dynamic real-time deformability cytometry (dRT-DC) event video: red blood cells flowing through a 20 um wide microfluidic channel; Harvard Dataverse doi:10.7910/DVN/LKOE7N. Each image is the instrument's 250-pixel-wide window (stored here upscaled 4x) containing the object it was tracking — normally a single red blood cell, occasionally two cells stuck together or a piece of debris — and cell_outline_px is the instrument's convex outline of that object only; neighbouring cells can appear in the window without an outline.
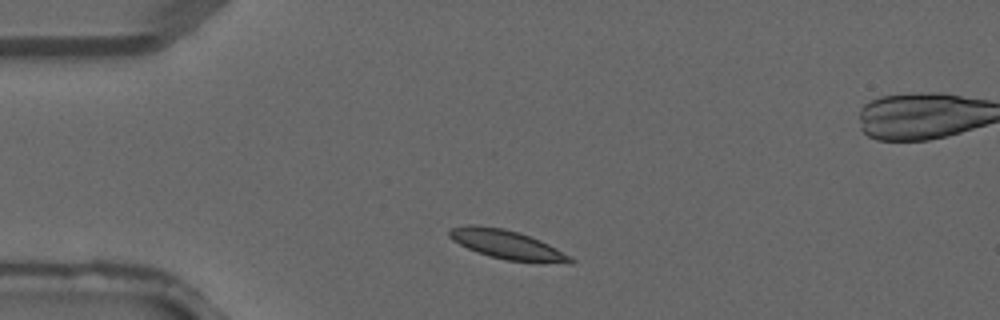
{"species": "common noctule bat (a hibernating species)", "species_latin": "Nyctalus noctula", "temperature_condition": "warm", "stored_images_in_passage": 2, "camera_frame_rate_fps": 3000, "um_per_image_px": 0.085, "animal": {"sex": "male", "forearm_length_mm": 52.5}, "frame": {"image": 1, "passage_image": 1, "time_ms": 0.0, "image_size_px": [1000, 320], "cell_outline_px": [[576, 260], [572, 264], [568, 264], [508, 260], [488, 256], [476, 252], [452, 240], [448, 236], [448, 232], [452, 228], [468, 224], [476, 224], [504, 228], [540, 240], [572, 256]], "centroid_in_image_um": [43.12, 20.8], "position_along_channel_um": 41.9, "area_um2": 20.52}}